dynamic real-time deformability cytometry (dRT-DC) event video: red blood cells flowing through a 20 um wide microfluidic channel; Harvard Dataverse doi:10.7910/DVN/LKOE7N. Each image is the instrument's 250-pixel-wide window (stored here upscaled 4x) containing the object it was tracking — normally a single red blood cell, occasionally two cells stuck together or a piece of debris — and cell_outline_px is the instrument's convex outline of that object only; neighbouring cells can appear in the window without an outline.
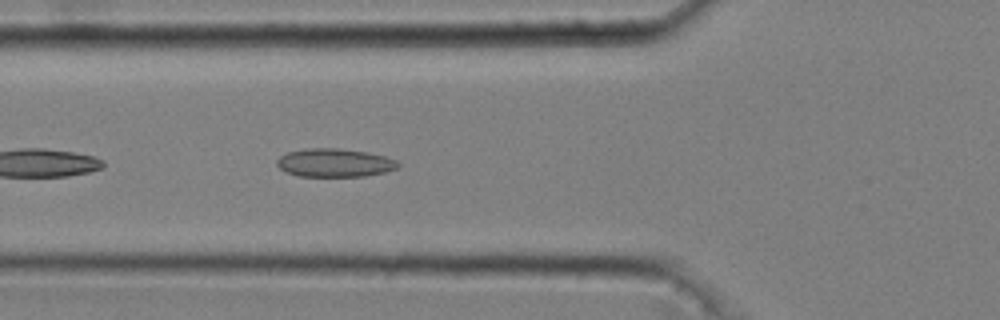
{"species": "common noctule bat (a hibernating species)", "species_latin": "Nyctalus noctula", "temperature_condition": "cold", "stored_images_in_passage": 38, "camera_frame_rate_fps": 3000, "um_per_image_px": 0.085, "animal": {"sex": "male", "body_mass_g": 20.4}, "frame": {"image": 1, "passage_image": 5, "time_ms": 1.333, "image_size_px": [1000, 320], "cell_outline_px": [[400, 168], [384, 172], [364, 176], [296, 176], [280, 168], [276, 164], [276, 160], [280, 156], [288, 152], [304, 148], [340, 148], [364, 152], [384, 156], [396, 160], [400, 164]], "centroid_in_image_um": [28.44, 13.83], "position_along_channel_um": 97.4, "area_um2": 20.0}}
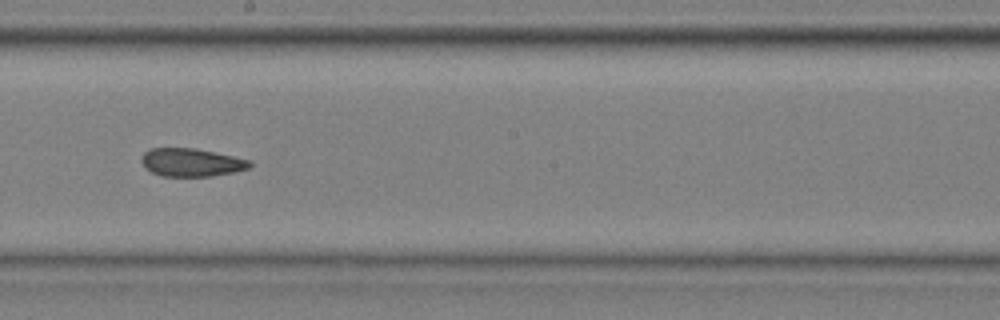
{"frame": {"image": 2, "passage_image": 16, "time_ms": 5.0, "image_size_px": [1000, 320], "cell_outline_px": [[252, 164], [248, 168], [236, 172], [212, 176], [160, 176], [144, 168], [140, 160], [144, 152], [152, 148], [196, 148], [216, 152], [252, 160]], "centroid_in_image_um": [16.27, 13.8], "position_along_channel_um": 231.9, "area_um2": 17.98}}
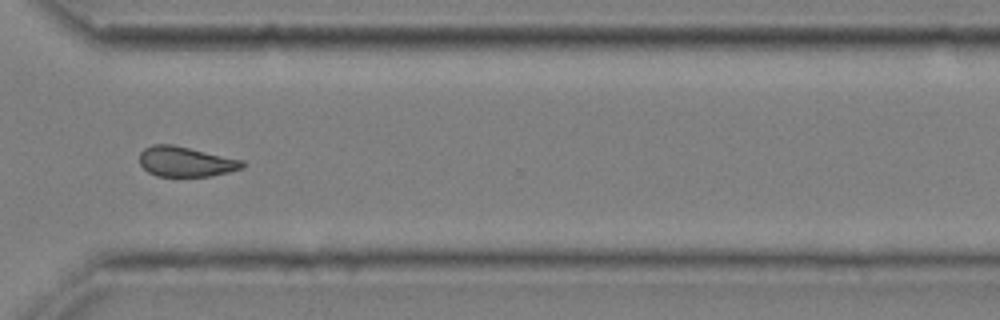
{"frame": {"image": 3, "passage_image": 26, "time_ms": 8.333, "image_size_px": [1000, 320], "cell_outline_px": [[244, 168], [212, 176], [156, 176], [148, 172], [140, 164], [140, 152], [144, 148], [152, 144], [172, 144], [244, 160]], "centroid_in_image_um": [15.79, 13.74], "position_along_channel_um": 354.8, "area_um2": 18.09}, "authors_computed_cell_mechanics": {"area_um2": 18.3515, "velocity_mm_per_s": 3.6729, "shape_relaxation_time_tau1_ms": null, "shape_relaxation_time_tau2_ms": 4.5508, "deformation_change_tau1": null, "deformation_change_tau2": 0.111}}